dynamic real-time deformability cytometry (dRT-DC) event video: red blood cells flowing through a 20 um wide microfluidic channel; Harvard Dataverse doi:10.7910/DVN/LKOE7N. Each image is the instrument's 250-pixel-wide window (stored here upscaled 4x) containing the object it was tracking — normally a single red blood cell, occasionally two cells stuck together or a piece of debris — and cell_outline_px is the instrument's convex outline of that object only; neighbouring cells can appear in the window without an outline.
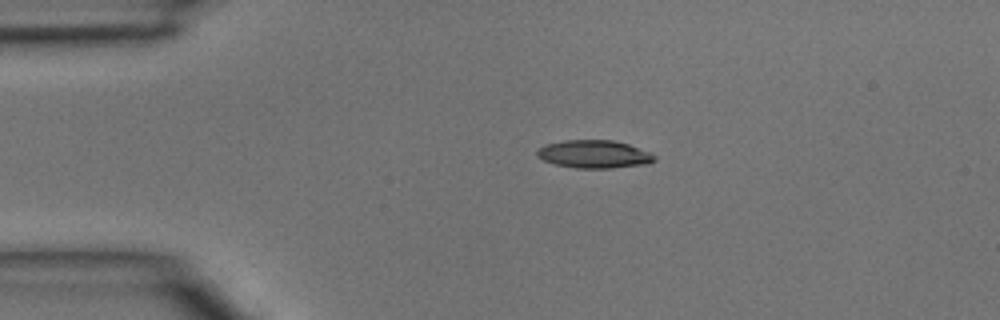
{"species": "common noctule bat (a hibernating species)", "species_latin": "Nyctalus noctula", "temperature_condition": "room temperature", "stored_images_in_passage": 3, "camera_frame_rate_fps": 3000, "um_per_image_px": 0.085, "animal": {"sex": "male", "body_mass_g": 15.6}, "frame": {"image": 1, "passage_image": 2, "time_ms": 0.333, "image_size_px": [1000, 320], "cell_outline_px": [[656, 160], [648, 164], [612, 168], [576, 168], [556, 164], [544, 160], [536, 156], [536, 148], [544, 144], [564, 140], [612, 140], [628, 144], [652, 152], [656, 156]], "centroid_in_image_um": [50.51, 13.1], "position_along_channel_um": 34.5, "area_um2": 19.36}}